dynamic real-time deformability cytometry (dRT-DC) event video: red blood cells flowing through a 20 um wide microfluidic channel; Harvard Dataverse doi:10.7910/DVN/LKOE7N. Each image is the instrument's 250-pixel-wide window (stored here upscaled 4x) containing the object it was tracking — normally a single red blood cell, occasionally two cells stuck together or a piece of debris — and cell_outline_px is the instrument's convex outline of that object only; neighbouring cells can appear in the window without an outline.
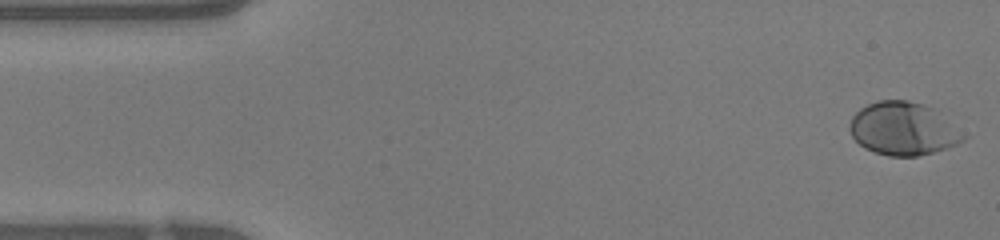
{"species": "human", "species_latin": "Homo sapiens", "temperature_condition": "warm", "stored_images_in_passage": 47, "camera_frame_rate_fps": 3000, "um_per_image_px": 0.085, "donor": {"sex": "female"}, "frame": {"image": 1, "passage_image": 1, "time_ms": 0.0, "image_size_px": [1000, 240], "cell_outline_px": [[968, 136], [964, 140], [956, 144], [932, 152], [916, 156], [888, 156], [864, 148], [852, 136], [848, 128], [848, 124], [852, 116], [860, 108], [876, 100], [908, 100], [924, 104], [936, 108]], "centroid_in_image_um": [76.78, 10.92], "position_along_channel_um": 8.2, "area_um2": 35.43}}
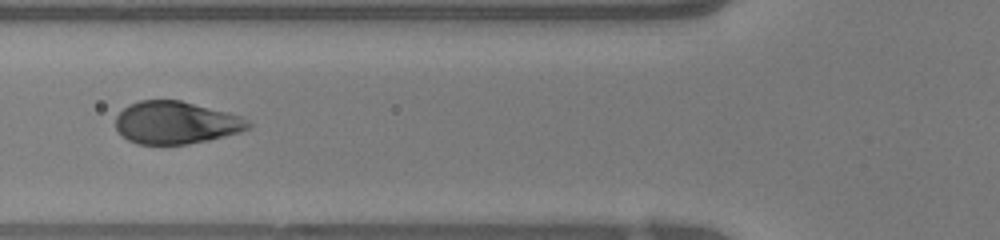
{"frame": {"image": 2, "passage_image": 17, "time_ms": 5.333, "image_size_px": [1000, 240], "cell_outline_px": [[252, 124], [248, 128], [240, 132], [208, 140], [188, 144], [136, 144], [128, 140], [116, 128], [116, 116], [128, 104], [140, 100], [180, 100], [240, 116], [248, 120]], "centroid_in_image_um": [14.93, 10.43], "position_along_channel_um": 110.9, "area_um2": 32.6}}
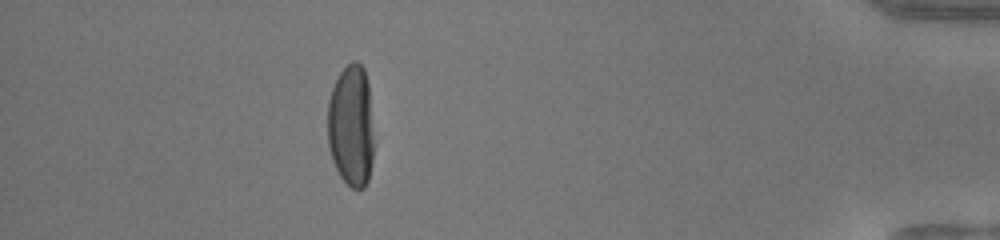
{"frame": {"image": 3, "passage_image": 42, "time_ms": 13.667, "image_size_px": [1000, 240], "cell_outline_px": [[376, 144], [368, 180], [364, 188], [352, 188], [340, 176], [332, 160], [328, 144], [328, 100], [332, 88], [340, 72], [352, 60], [356, 60], [364, 68], [368, 84]], "centroid_in_image_um": [29.88, 10.7], "position_along_channel_um": 405.3, "area_um2": 33.58}, "authors_computed_cell_mechanics": {"area_um2": 34.3332, "velocity_mm_per_s": 4.2318, "shape_relaxation_time_tau1_ms": 2.3264, "shape_relaxation_time_tau2_ms": null, "deformation_change_tau1": 0.2021, "deformation_change_tau2": null}}